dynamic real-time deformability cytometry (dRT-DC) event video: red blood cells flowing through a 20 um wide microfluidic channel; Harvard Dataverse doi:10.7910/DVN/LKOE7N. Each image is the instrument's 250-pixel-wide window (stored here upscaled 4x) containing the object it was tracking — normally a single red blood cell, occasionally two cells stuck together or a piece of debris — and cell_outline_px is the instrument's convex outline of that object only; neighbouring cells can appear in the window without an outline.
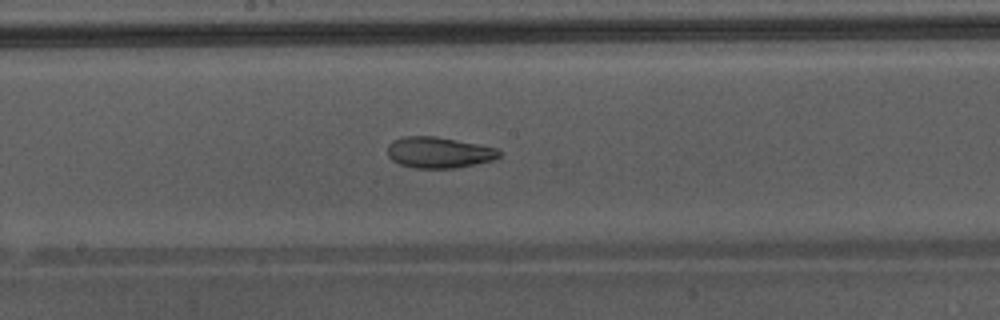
{"species": "Egyptian fruit bat (a non-hibernating species)", "species_latin": "Rousettus aegyptiacus", "temperature_condition": "warm", "stored_images_in_passage": 50, "camera_frame_rate_fps": 3000, "um_per_image_px": 0.085, "animal": {"sex": "male"}, "frame": {"image": 1, "passage_image": 29, "time_ms": 9.333, "image_size_px": [1000, 320], "cell_outline_px": [[500, 156], [496, 160], [476, 164], [452, 168], [416, 168], [400, 164], [392, 160], [388, 156], [388, 144], [392, 140], [404, 136], [436, 136], [496, 148], [500, 152]], "centroid_in_image_um": [37.29, 12.96], "position_along_channel_um": 210.9, "area_um2": 20.17}, "authors_computed_cell_mechanics": {"area_um2": 24.9118, "velocity_mm_per_s": 4.3548, "shape_relaxation_time_tau1_ms": null, "shape_relaxation_time_tau2_ms": 1.7452, "deformation_change_tau1": null, "deformation_change_tau2": 0.0791}}